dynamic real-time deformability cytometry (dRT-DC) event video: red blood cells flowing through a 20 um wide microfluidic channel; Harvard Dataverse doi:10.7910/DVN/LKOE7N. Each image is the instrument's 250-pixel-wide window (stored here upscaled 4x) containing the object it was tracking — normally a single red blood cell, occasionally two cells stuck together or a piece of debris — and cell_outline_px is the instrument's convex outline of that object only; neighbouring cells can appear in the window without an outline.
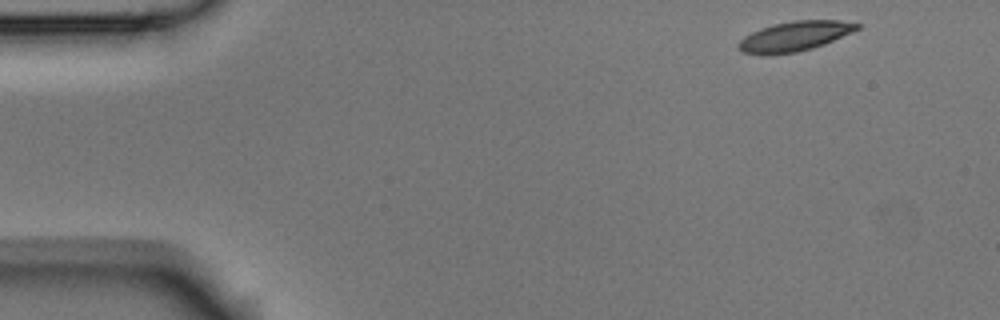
{"species": "Egyptian fruit bat (a non-hibernating species)", "species_latin": "Rousettus aegyptiacus", "temperature_condition": "room temperature", "stored_images_in_passage": 4, "camera_frame_rate_fps": 3000, "um_per_image_px": 0.085, "animal": {"sex": "male"}, "frame": {"image": 1, "passage_image": 1, "time_ms": 0.0, "image_size_px": [1000, 320], "cell_outline_px": [[860, 28], [852, 32], [824, 44], [812, 48], [796, 52], [740, 52], [736, 48], [736, 44], [744, 36], [760, 28], [772, 24], [792, 20], [840, 20], [860, 24]], "centroid_in_image_um": [67.56, 3.03], "position_along_channel_um": 17.4, "area_um2": 20.11}}
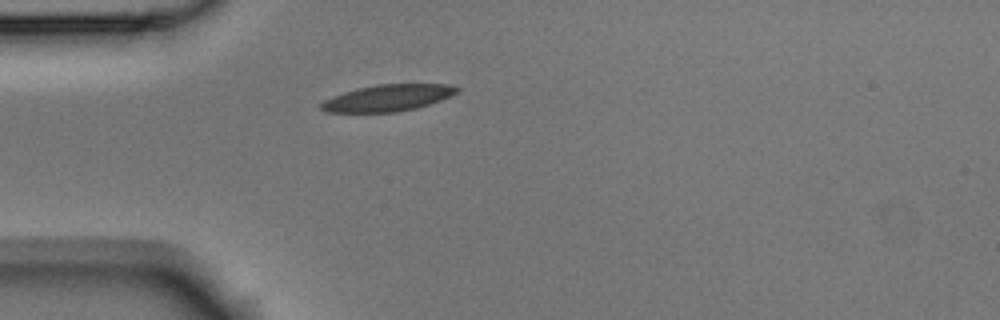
{"frame": {"image": 2, "passage_image": 4, "time_ms": 1.0, "image_size_px": [1000, 320], "cell_outline_px": [[460, 92], [440, 100], [416, 108], [396, 112], [328, 112], [320, 108], [320, 104], [324, 100], [332, 96], [356, 88], [376, 84], [448, 84], [460, 88]], "centroid_in_image_um": [32.97, 8.31], "position_along_channel_um": 52.0, "area_um2": 21.04}}